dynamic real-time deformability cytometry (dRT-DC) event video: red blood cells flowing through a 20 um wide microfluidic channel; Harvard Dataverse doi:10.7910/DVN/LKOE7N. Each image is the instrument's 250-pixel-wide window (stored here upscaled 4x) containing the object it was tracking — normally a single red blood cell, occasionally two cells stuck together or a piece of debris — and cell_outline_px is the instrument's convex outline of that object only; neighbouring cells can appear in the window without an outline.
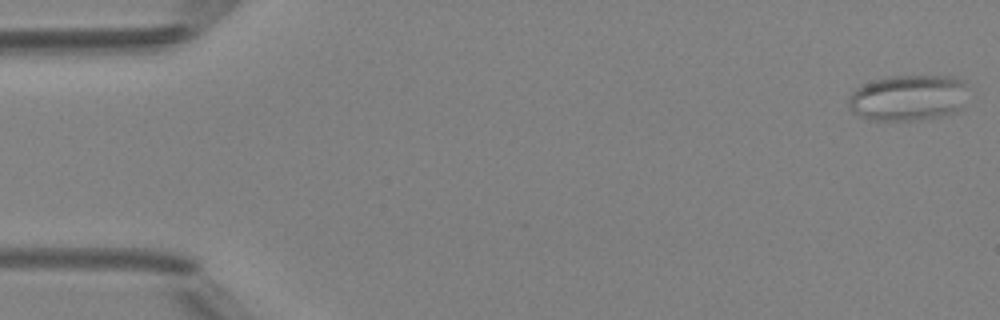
{"species": "Egyptian fruit bat (a non-hibernating species)", "species_latin": "Rousettus aegyptiacus", "temperature_condition": "room temperature", "stored_images_in_passage": 42, "camera_frame_rate_fps": 3000, "um_per_image_px": 0.085, "animal": {"sex": "female"}, "frame": {"image": 1, "passage_image": 1, "time_ms": 0.0, "image_size_px": [1000, 320], "cell_outline_px": [[968, 80], [964, 108], [960, 112], [940, 116], [912, 120], [872, 120], [860, 116], [852, 112], [848, 104], [848, 100], [852, 92], [856, 88], [864, 84], [876, 80], [892, 76], [952, 76]], "centroid_in_image_um": [77.28, 8.31], "position_along_channel_um": 7.7, "area_um2": 32.43}}
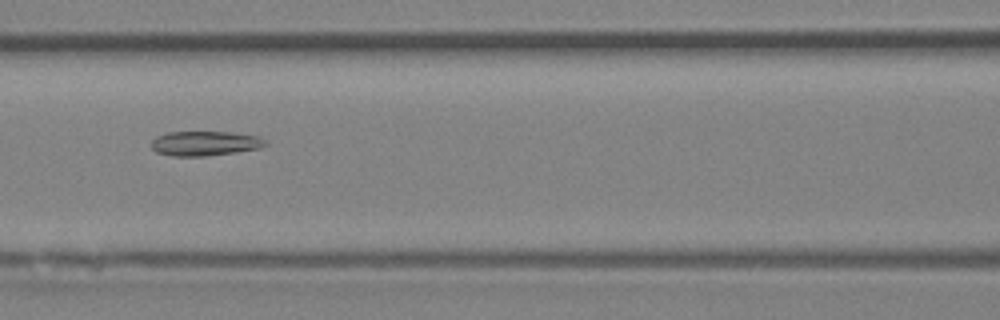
{"frame": {"image": 2, "passage_image": 22, "time_ms": 7.0, "image_size_px": [1000, 320], "cell_outline_px": [[268, 144], [260, 148], [236, 152], [204, 156], [172, 156], [156, 152], [152, 148], [152, 140], [156, 136], [168, 132], [232, 132], [260, 136], [268, 140]], "centroid_in_image_um": [17.46, 12.18], "position_along_channel_um": 149.1, "area_um2": 16.53}}
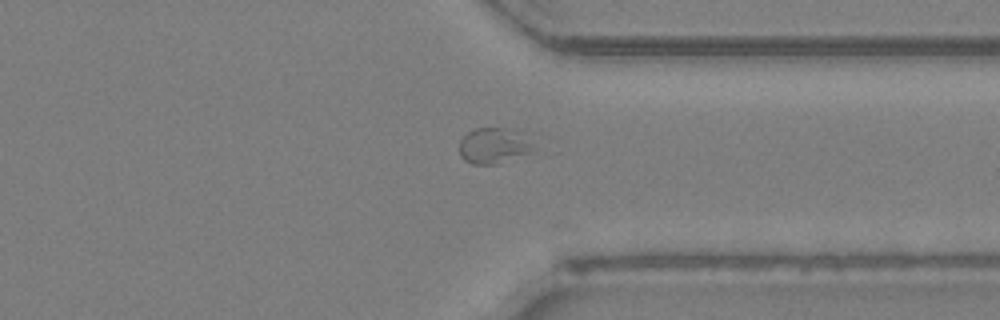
{"frame": {"image": 3, "passage_image": 38, "time_ms": 12.333, "image_size_px": [1000, 320], "cell_outline_px": [[536, 148], [532, 152], [496, 164], [472, 164], [464, 160], [460, 156], [460, 140], [468, 132], [476, 128], [508, 128], [524, 132]], "centroid_in_image_um": [42.01, 12.37], "position_along_channel_um": 369.4, "area_um2": 15.66}, "authors_computed_cell_mechanics": {"area_um2": 17.5712, "velocity_mm_per_s": 4.1141, "shape_relaxation_time_tau1_ms": null, "shape_relaxation_time_tau2_ms": 2.492, "deformation_change_tau1": null, "deformation_change_tau2": 0.0963}}